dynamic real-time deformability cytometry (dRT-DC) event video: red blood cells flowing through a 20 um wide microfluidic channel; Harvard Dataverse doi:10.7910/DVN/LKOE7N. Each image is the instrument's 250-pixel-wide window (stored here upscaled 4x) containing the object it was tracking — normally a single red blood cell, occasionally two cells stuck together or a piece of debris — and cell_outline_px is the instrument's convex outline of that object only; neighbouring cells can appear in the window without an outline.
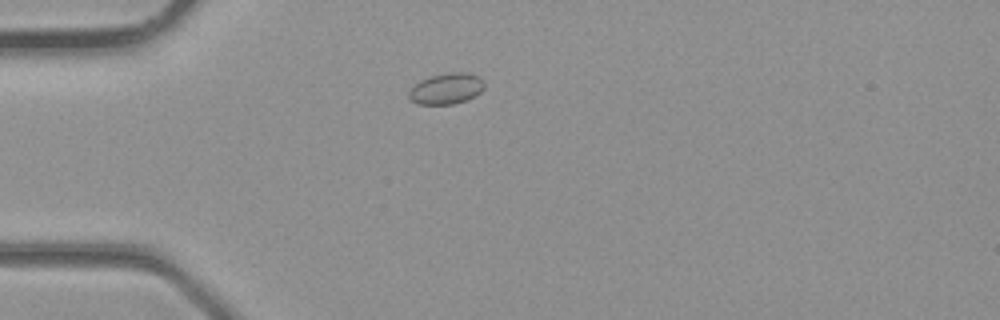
{"species": "common noctule bat (a hibernating species)", "species_latin": "Nyctalus noctula", "temperature_condition": "room temperature", "stored_images_in_passage": 1, "camera_frame_rate_fps": 3000, "um_per_image_px": 0.085, "animal": {"sex": "male", "body_mass_g": 23.1, "forearm_length_mm": 52.7}, "frame": {"image": 1, "passage_image": 1, "time_ms": 0.0, "image_size_px": [1000, 320], "cell_outline_px": [[484, 88], [476, 96], [468, 100], [452, 104], [416, 104], [408, 96], [408, 92], [420, 80], [432, 76], [448, 72], [468, 72], [476, 76], [484, 84]], "centroid_in_image_um": [37.94, 7.54], "position_along_channel_um": 47.1, "area_um2": 13.53}}